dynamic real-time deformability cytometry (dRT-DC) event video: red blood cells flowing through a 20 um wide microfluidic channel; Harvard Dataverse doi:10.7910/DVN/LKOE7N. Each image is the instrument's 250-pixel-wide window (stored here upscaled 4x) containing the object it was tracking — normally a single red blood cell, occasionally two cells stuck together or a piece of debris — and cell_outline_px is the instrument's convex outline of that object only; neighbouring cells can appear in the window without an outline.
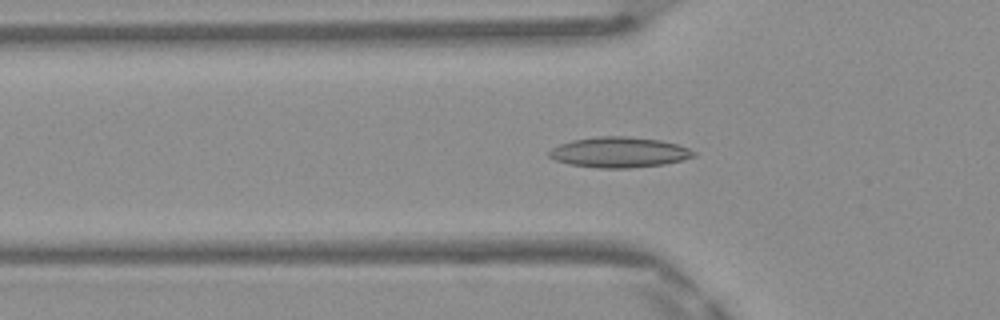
{"species": "Egyptian fruit bat (a non-hibernating species)", "species_latin": "Rousettus aegyptiacus", "temperature_condition": "warm", "stored_images_in_passage": 44, "camera_frame_rate_fps": 3000, "um_per_image_px": 0.085, "frame": {"image": 1, "passage_image": 16, "time_ms": 5.0, "image_size_px": [1000, 320], "cell_outline_px": [[696, 156], [684, 160], [664, 164], [628, 168], [596, 168], [572, 164], [556, 160], [548, 156], [548, 152], [552, 148], [560, 144], [572, 140], [600, 136], [628, 136], [660, 140], [676, 144], [688, 148], [696, 152]], "centroid_in_image_um": [52.65, 12.94], "position_along_channel_um": 73.1, "area_um2": 25.61}}
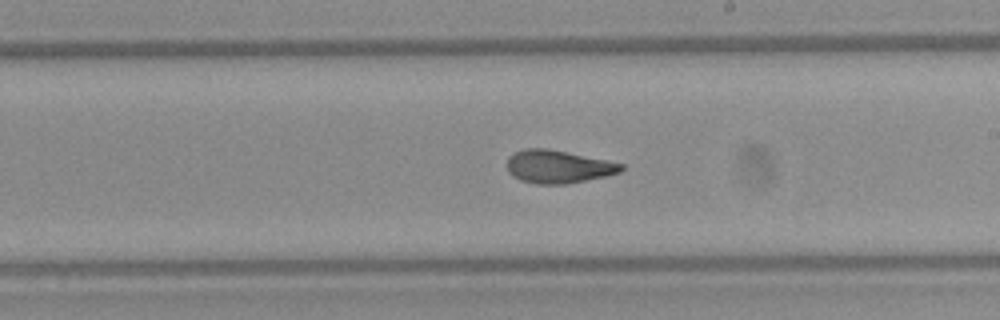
{"frame": {"image": 2, "passage_image": 28, "time_ms": 9.0, "image_size_px": [1000, 320], "cell_outline_px": [[624, 168], [620, 172], [608, 176], [564, 184], [536, 184], [520, 180], [512, 176], [508, 172], [508, 156], [524, 148], [548, 148], [624, 164]], "centroid_in_image_um": [47.43, 14.17], "position_along_channel_um": 241.6, "area_um2": 21.91}}
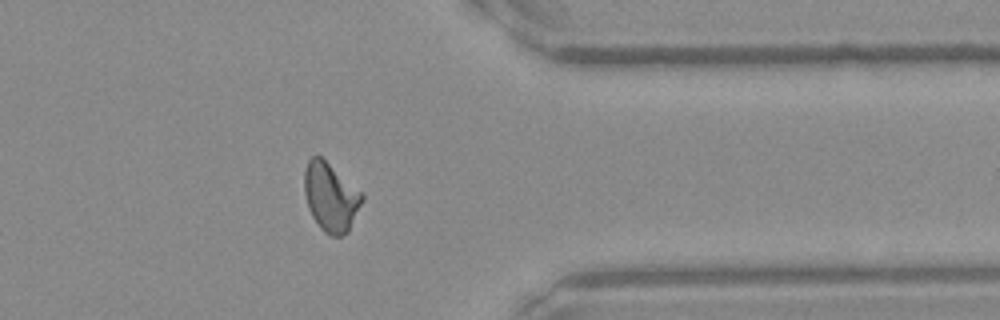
{"frame": {"image": 3, "passage_image": 39, "time_ms": 12.667, "image_size_px": [1000, 320], "cell_outline_px": [[364, 200], [348, 232], [340, 236], [332, 236], [324, 232], [320, 228], [312, 216], [308, 208], [304, 192], [304, 168], [308, 160], [312, 156], [320, 156], [364, 192]], "centroid_in_image_um": [28.13, 16.74], "position_along_channel_um": 383.3, "area_um2": 23.41}}